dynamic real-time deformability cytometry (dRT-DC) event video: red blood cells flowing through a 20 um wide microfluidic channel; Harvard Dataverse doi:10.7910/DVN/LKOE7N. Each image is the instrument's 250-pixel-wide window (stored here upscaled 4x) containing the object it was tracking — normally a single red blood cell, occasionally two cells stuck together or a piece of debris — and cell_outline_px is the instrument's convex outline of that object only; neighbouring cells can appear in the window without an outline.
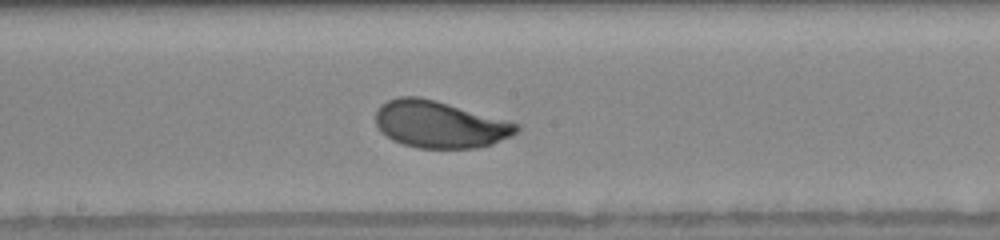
{"species": "human", "species_latin": "Homo sapiens", "temperature_condition": "warm", "stored_images_in_passage": 30, "camera_frame_rate_fps": 3000, "um_per_image_px": 0.085, "donor": {"sex": "female"}, "frame": {"image": 1, "passage_image": 18, "time_ms": 3.667, "image_size_px": [1000, 240], "cell_outline_px": [[520, 128], [516, 132], [492, 144], [476, 148], [416, 148], [392, 140], [380, 132], [376, 124], [376, 112], [380, 104], [388, 100], [400, 96], [420, 96], [436, 100], [520, 124]], "centroid_in_image_um": [37.33, 10.57], "position_along_channel_um": 210.9, "area_um2": 38.49}}